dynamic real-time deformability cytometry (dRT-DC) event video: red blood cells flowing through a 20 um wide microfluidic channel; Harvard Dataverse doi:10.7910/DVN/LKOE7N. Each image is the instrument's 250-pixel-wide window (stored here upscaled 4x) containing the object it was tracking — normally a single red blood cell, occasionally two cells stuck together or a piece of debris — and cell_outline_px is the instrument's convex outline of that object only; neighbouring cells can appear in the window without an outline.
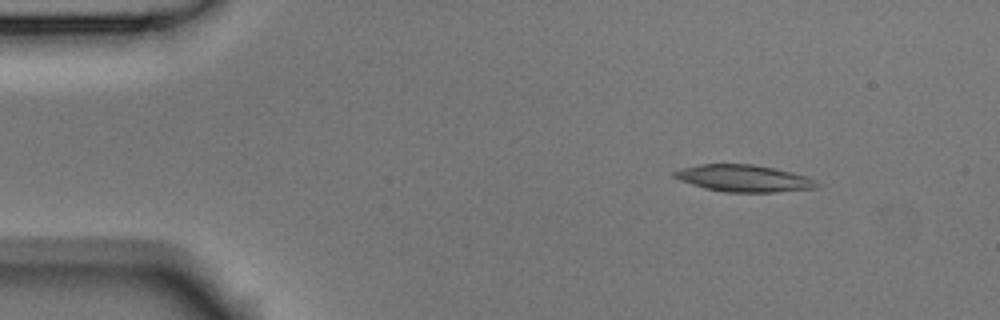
{"species": "Egyptian fruit bat (a non-hibernating species)", "species_latin": "Rousettus aegyptiacus", "temperature_condition": "room temperature", "stored_images_in_passage": 4, "camera_frame_rate_fps": 3000, "um_per_image_px": 0.085, "animal": {"sex": "male"}, "frame": {"image": 1, "passage_image": 2, "time_ms": 0.333, "image_size_px": [1000, 320], "cell_outline_px": [[820, 184], [816, 188], [776, 192], [724, 192], [704, 188], [680, 180], [672, 176], [672, 172], [680, 168], [700, 164], [752, 164], [792, 172], [808, 176], [816, 180]], "centroid_in_image_um": [63.22, 15.16], "position_along_channel_um": 21.8, "area_um2": 22.43}}